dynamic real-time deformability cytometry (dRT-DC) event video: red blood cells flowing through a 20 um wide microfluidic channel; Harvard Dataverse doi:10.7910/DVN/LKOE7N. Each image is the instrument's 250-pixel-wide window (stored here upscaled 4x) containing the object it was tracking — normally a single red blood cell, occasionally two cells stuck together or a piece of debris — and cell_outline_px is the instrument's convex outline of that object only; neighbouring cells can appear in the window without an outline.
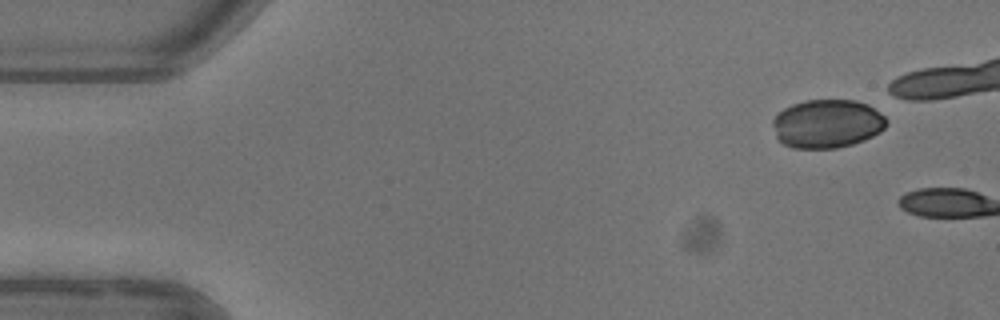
{"species": "common noctule bat (a hibernating species)", "species_latin": "Nyctalus noctula", "temperature_condition": "warm", "stored_images_in_passage": 5, "camera_frame_rate_fps": 3000, "um_per_image_px": 0.085, "animal": {"sex": "female"}, "frame": {"image": 1, "passage_image": 1, "time_ms": 0.0, "image_size_px": [1000, 320], "cell_outline_px": [[888, 124], [880, 132], [864, 140], [852, 144], [836, 148], [792, 148], [784, 144], [776, 136], [772, 124], [772, 120], [784, 108], [792, 104], [804, 100], [856, 100], [868, 104], [880, 112], [888, 120]], "centroid_in_image_um": [70.32, 10.51], "position_along_channel_um": 14.7, "area_um2": 32.31}}